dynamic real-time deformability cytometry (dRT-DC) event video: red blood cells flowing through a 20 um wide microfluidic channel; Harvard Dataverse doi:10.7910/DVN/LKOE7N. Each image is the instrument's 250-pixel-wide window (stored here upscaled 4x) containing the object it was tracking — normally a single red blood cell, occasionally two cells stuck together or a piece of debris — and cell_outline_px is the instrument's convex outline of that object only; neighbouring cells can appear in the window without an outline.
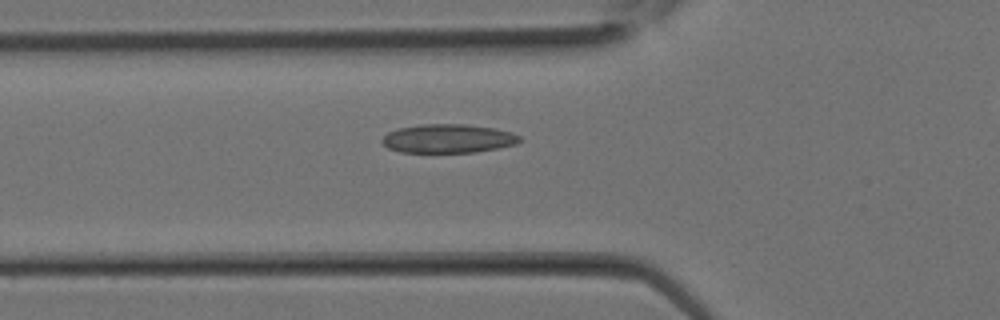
{"species": "Egyptian fruit bat (a non-hibernating species)", "species_latin": "Rousettus aegyptiacus", "temperature_condition": "room temperature", "stored_images_in_passage": 19, "camera_frame_rate_fps": 3000, "um_per_image_px": 0.085, "animal": {"sex": "female"}, "frame": {"image": 1, "passage_image": 10, "time_ms": 3.0, "image_size_px": [1000, 320], "cell_outline_px": [[520, 140], [516, 144], [500, 148], [476, 152], [400, 152], [388, 148], [380, 140], [388, 132], [396, 128], [420, 124], [468, 124], [496, 128], [512, 132], [520, 136]], "centroid_in_image_um": [38.09, 11.77], "position_along_channel_um": 87.7, "area_um2": 23.29}}
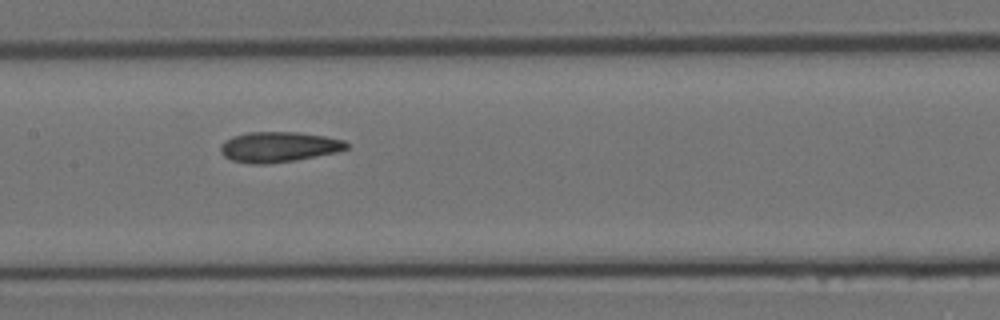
{"frame": {"image": 2, "passage_image": 14, "time_ms": 4.333, "image_size_px": [1000, 320], "cell_outline_px": [[348, 148], [336, 152], [296, 160], [264, 164], [252, 164], [232, 160], [224, 156], [220, 152], [220, 144], [232, 136], [248, 132], [296, 132], [324, 136], [344, 140], [348, 144]], "centroid_in_image_um": [23.66, 12.49], "position_along_channel_um": 183.7, "area_um2": 22.2}}
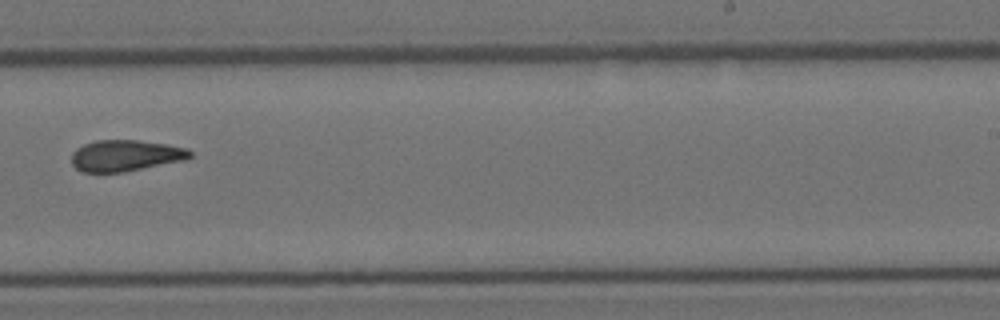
{"frame": {"image": 3, "passage_image": 18, "time_ms": 5.667, "image_size_px": [1000, 320], "cell_outline_px": [[192, 156], [188, 160], [124, 172], [84, 172], [76, 168], [72, 164], [72, 152], [76, 148], [84, 144], [96, 140], [136, 140], [168, 144], [188, 148], [192, 152]], "centroid_in_image_um": [10.71, 13.22], "position_along_channel_um": 278.3, "area_um2": 21.85}}